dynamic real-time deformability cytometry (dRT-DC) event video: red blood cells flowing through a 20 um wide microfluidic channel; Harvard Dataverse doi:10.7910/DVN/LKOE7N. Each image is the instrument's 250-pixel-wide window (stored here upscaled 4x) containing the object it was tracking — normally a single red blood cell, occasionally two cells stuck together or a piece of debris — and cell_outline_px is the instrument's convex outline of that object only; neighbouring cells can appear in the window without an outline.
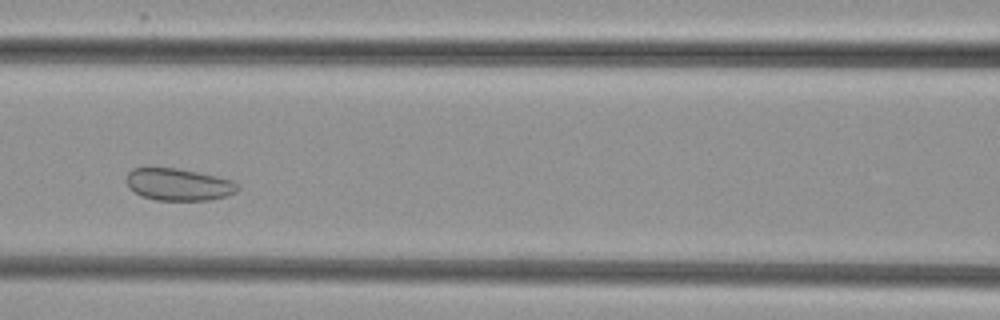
{"species": "common noctule bat (a hibernating species)", "species_latin": "Nyctalus noctula", "temperature_condition": "cold", "stored_images_in_passage": 44, "camera_frame_rate_fps": 3000, "um_per_image_px": 0.085, "animal": {"sex": "female", "body_mass_g": 29.2, "forearm_length_mm": 56.3}, "frame": {"image": 1, "passage_image": 15, "time_ms": 4.667, "image_size_px": [1000, 320], "cell_outline_px": [[240, 188], [236, 192], [228, 196], [208, 200], [156, 200], [140, 196], [128, 188], [124, 180], [128, 172], [132, 168], [148, 164], [176, 168], [216, 176], [232, 180], [240, 184]], "centroid_in_image_um": [15.09, 15.64], "position_along_channel_um": 151.5, "area_um2": 21.73}}
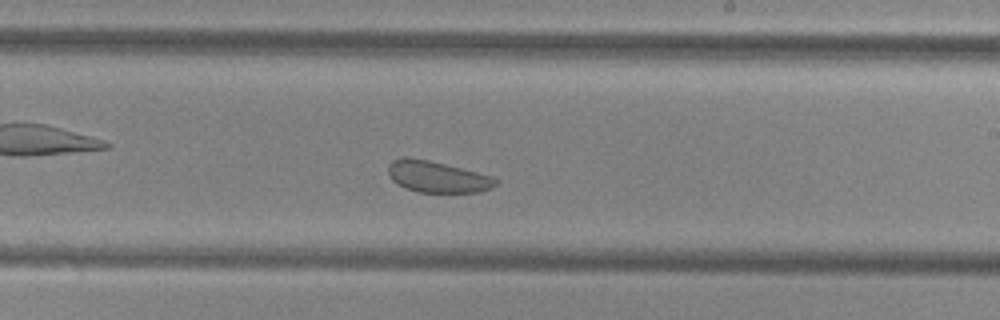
{"frame": {"image": 2, "passage_image": 23, "time_ms": 7.333, "image_size_px": [1000, 320], "cell_outline_px": [[496, 184], [492, 188], [476, 192], [420, 192], [396, 184], [392, 180], [388, 172], [388, 164], [392, 160], [404, 156], [408, 156], [428, 160], [492, 176], [496, 180]], "centroid_in_image_um": [37.11, 15.01], "position_along_channel_um": 251.9, "area_um2": 19.42}}
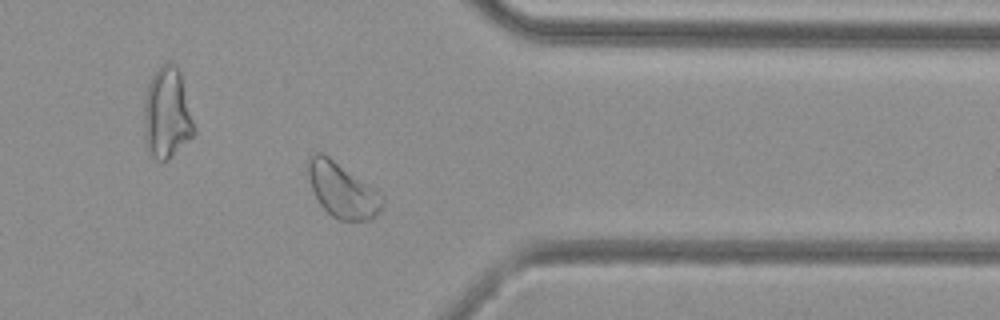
{"frame": {"image": 3, "passage_image": 34, "time_ms": 11.0, "image_size_px": [1000, 320], "cell_outline_px": [[384, 204], [376, 216], [368, 220], [340, 220], [332, 216], [320, 204], [312, 188], [304, 168], [304, 164], [316, 152], [324, 152], [372, 188], [384, 200]], "centroid_in_image_um": [29.02, 16.14], "position_along_channel_um": 382.4, "area_um2": 23.41}, "authors_computed_cell_mechanics": {"area_um2": 23.1778, "velocity_mm_per_s": 3.7712, "shape_relaxation_time_tau1_ms": null, "shape_relaxation_time_tau2_ms": 1.7689, "deformation_change_tau1": null, "deformation_change_tau2": 0.0738}}